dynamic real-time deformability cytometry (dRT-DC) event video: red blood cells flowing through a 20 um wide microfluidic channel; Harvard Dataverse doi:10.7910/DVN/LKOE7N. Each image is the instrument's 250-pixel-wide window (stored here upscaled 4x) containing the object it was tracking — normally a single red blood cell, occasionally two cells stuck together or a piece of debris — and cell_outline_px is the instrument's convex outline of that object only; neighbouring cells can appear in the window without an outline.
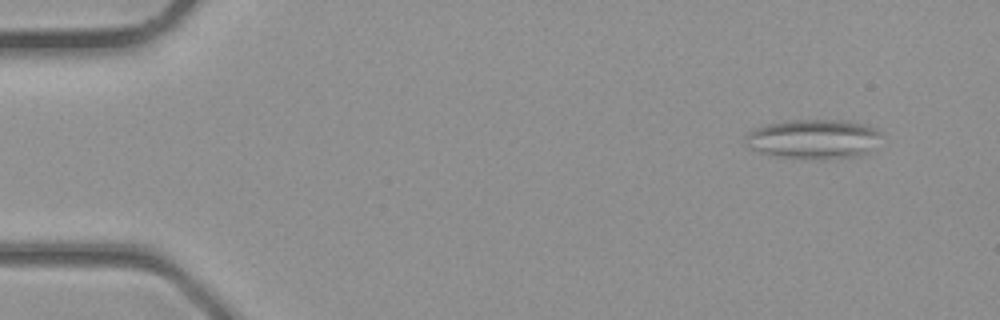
{"species": "common noctule bat (a hibernating species)", "species_latin": "Nyctalus noctula", "temperature_condition": "room temperature", "stored_images_in_passage": 4, "camera_frame_rate_fps": 3000, "um_per_image_px": 0.085, "animal": {"sex": "male", "body_mass_g": 23.1, "forearm_length_mm": 52.7}, "frame": {"image": 1, "passage_image": 1, "time_ms": 0.0, "image_size_px": [1000, 320], "cell_outline_px": [[880, 132], [868, 152], [856, 156], [824, 160], [816, 160], [776, 156], [752, 148], [744, 144], [744, 140], [748, 132], [756, 128], [768, 124], [788, 120], [844, 120], [868, 124], [876, 128]], "centroid_in_image_um": [69.13, 11.81], "position_along_channel_um": 15.9, "area_um2": 31.15}}